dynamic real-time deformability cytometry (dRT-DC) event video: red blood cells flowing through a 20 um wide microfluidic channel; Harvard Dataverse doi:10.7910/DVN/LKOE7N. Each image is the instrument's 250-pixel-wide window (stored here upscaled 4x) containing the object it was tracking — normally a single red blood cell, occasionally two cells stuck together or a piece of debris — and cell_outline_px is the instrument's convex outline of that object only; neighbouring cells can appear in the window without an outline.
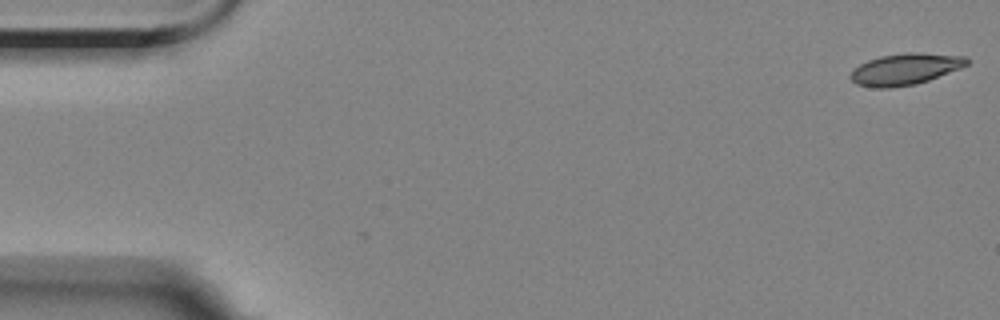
{"species": "Egyptian fruit bat (a non-hibernating species)", "species_latin": "Rousettus aegyptiacus", "temperature_condition": "room temperature", "stored_images_in_passage": 6, "camera_frame_rate_fps": 3000, "um_per_image_px": 0.085, "animal": {"sex": "female"}, "frame": {"image": 1, "passage_image": 1, "time_ms": 0.0, "image_size_px": [1000, 320], "cell_outline_px": [[968, 64], [960, 68], [928, 80], [916, 84], [892, 88], [876, 88], [856, 84], [848, 76], [852, 68], [868, 60], [880, 56], [908, 52], [916, 52], [968, 56]], "centroid_in_image_um": [76.91, 5.87], "position_along_channel_um": 8.1, "area_um2": 21.44}}
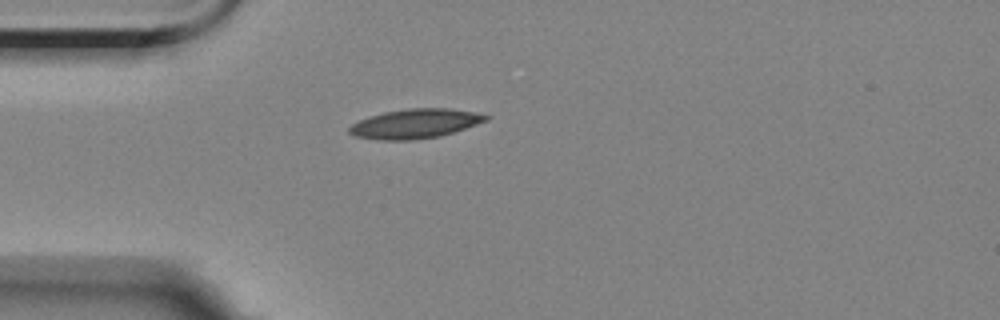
{"frame": {"image": 2, "passage_image": 5, "time_ms": 4.667, "image_size_px": [1000, 320], "cell_outline_px": [[492, 116], [488, 120], [440, 136], [412, 140], [380, 140], [356, 136], [348, 132], [348, 128], [352, 124], [368, 116], [384, 112], [404, 108], [448, 108], [476, 112]], "centroid_in_image_um": [35.28, 10.5], "position_along_channel_um": 49.7, "area_um2": 23.41}}